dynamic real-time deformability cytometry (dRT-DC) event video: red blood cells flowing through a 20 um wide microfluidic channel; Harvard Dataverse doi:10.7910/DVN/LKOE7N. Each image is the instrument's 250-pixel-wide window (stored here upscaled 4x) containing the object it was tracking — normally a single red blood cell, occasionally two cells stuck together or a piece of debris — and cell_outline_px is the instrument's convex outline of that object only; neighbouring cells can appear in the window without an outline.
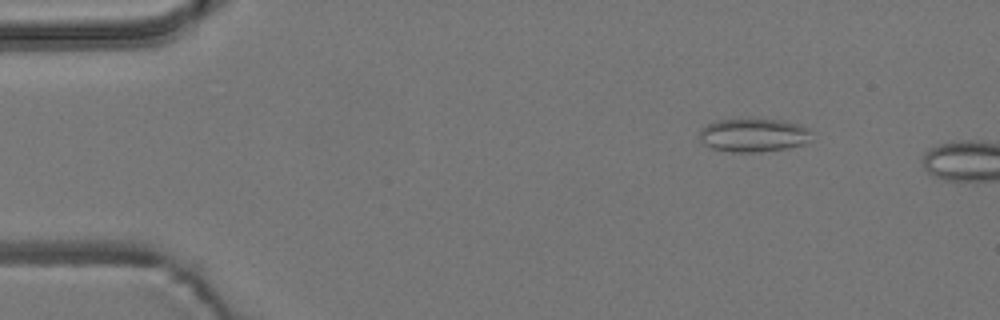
{"species": "common noctule bat (a hibernating species)", "species_latin": "Nyctalus noctula", "temperature_condition": "room temperature", "stored_images_in_passage": 10, "camera_frame_rate_fps": 3000, "um_per_image_px": 0.085, "animal": {"sex": "male", "body_mass_g": 19.2, "forearm_length_mm": 51.8}, "frame": {"image": 1, "passage_image": 7, "time_ms": 2.0, "image_size_px": [1000, 320], "cell_outline_px": [[812, 140], [804, 144], [788, 148], [760, 152], [732, 152], [712, 148], [704, 144], [700, 140], [700, 128], [716, 120], [784, 120], [800, 124], [808, 128]], "centroid_in_image_um": [64.07, 11.5], "position_along_channel_um": 20.9, "area_um2": 21.85}}